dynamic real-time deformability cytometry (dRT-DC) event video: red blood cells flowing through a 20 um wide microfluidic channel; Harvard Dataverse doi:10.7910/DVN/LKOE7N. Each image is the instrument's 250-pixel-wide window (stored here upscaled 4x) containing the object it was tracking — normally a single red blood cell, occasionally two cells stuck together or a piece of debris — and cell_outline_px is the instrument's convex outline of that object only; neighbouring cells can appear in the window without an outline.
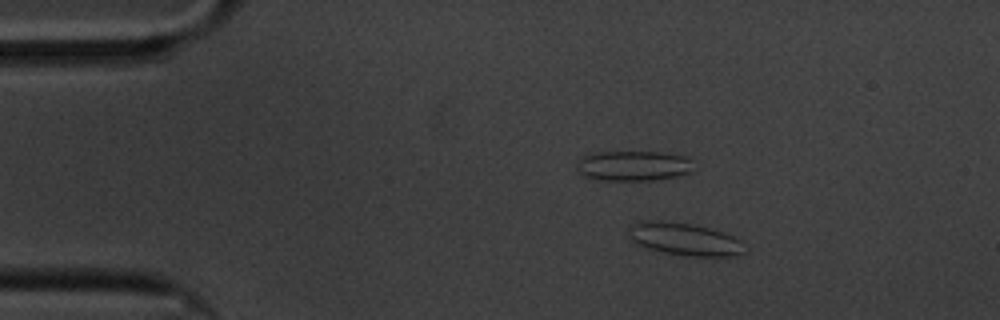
{"species": "common noctule bat (a hibernating species)", "species_latin": "Nyctalus noctula", "temperature_condition": "cold", "stored_images_in_passage": 51, "camera_frame_rate_fps": 3000, "um_per_image_px": 0.085, "animal": {"sex": "male", "body_mass_g": 20.1, "forearm_length_mm": 53.5}, "frame": {"image": 1, "passage_image": 1, "time_ms": 0.0, "image_size_px": [1000, 320], "cell_outline_px": [[748, 252], [740, 256], [684, 256], [660, 252], [644, 248], [636, 244], [628, 236], [628, 224], [648, 220], [656, 220], [696, 224], [732, 236], [740, 240], [748, 248]], "centroid_in_image_um": [58.18, 20.34], "position_along_channel_um": 26.8, "area_um2": 22.66}}
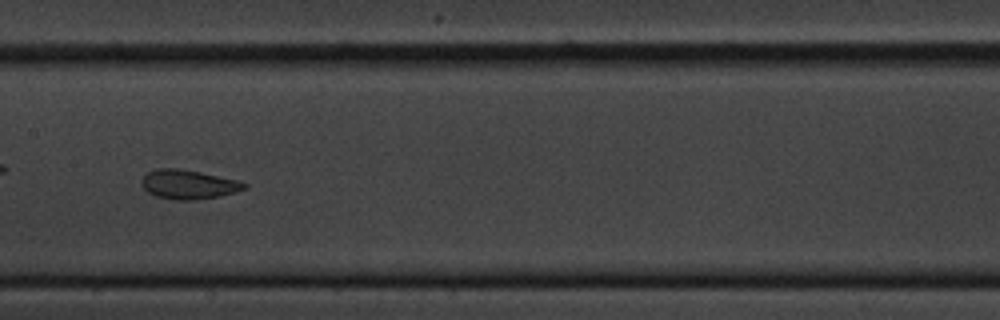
{"frame": {"image": 2, "passage_image": 21, "time_ms": 6.667, "image_size_px": [1000, 320], "cell_outline_px": [[248, 188], [236, 192], [220, 196], [192, 200], [176, 200], [156, 196], [148, 192], [140, 184], [144, 176], [148, 172], [156, 168], [180, 168], [200, 172], [236, 180], [248, 184]], "centroid_in_image_um": [16.02, 15.67], "position_along_channel_um": 191.4, "area_um2": 17.46}}
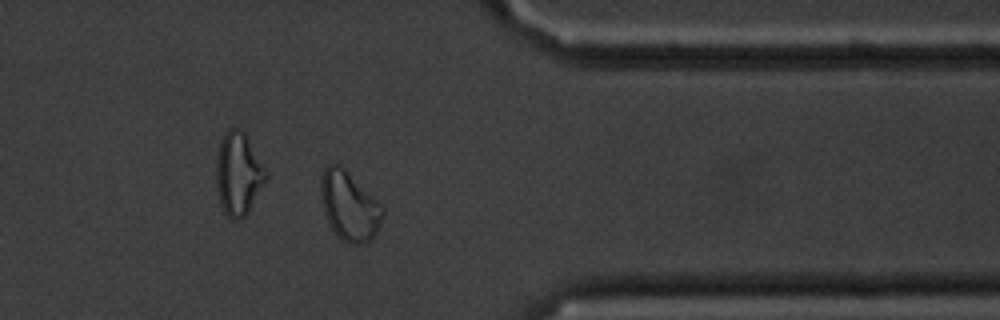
{"frame": {"image": 3, "passage_image": 39, "time_ms": 12.667, "image_size_px": [1000, 320], "cell_outline_px": [[384, 216], [376, 232], [364, 244], [348, 244], [332, 228], [324, 212], [320, 192], [320, 180], [324, 168], [328, 164], [340, 164], [384, 204]], "centroid_in_image_um": [29.72, 17.46], "position_along_channel_um": 381.7, "area_um2": 25.09}, "authors_computed_cell_mechanics": {"area_um2": 18.496, "velocity_mm_per_s": 3.3508, "shape_relaxation_time_tau1_ms": null, "shape_relaxation_time_tau2_ms": 1.1132, "deformation_change_tau1": null, "deformation_change_tau2": 0.0662}}